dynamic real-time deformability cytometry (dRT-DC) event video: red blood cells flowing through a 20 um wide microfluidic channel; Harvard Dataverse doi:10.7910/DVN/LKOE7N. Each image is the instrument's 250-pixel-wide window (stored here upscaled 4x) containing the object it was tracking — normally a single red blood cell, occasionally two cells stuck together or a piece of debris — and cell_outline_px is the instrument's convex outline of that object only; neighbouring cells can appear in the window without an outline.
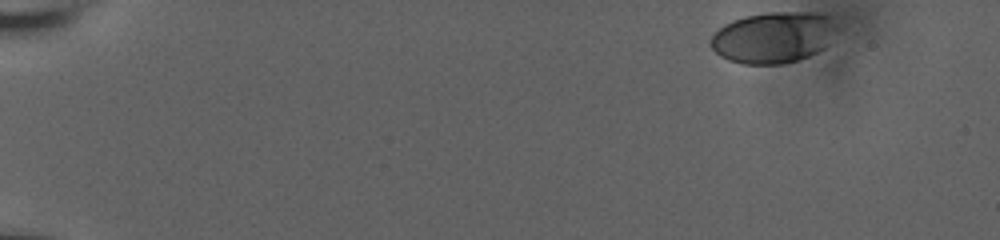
{"species": "human", "species_latin": "Homo sapiens", "temperature_condition": "room temperature", "stored_images_in_passage": 15, "camera_frame_rate_fps": 3000, "um_per_image_px": 0.085, "donor": {"sex": "male"}, "frame": {"image": 1, "passage_image": 1, "time_ms": 0.0, "image_size_px": [1000, 240], "cell_outline_px": [[840, 28], [828, 44], [824, 48], [808, 56], [796, 60], [780, 64], [744, 64], [728, 60], [720, 56], [708, 44], [712, 36], [724, 24], [732, 20], [744, 16], [768, 12], [816, 12], [828, 16]], "centroid_in_image_um": [65.75, 3.17], "position_along_channel_um": 19.3, "area_um2": 37.86}}